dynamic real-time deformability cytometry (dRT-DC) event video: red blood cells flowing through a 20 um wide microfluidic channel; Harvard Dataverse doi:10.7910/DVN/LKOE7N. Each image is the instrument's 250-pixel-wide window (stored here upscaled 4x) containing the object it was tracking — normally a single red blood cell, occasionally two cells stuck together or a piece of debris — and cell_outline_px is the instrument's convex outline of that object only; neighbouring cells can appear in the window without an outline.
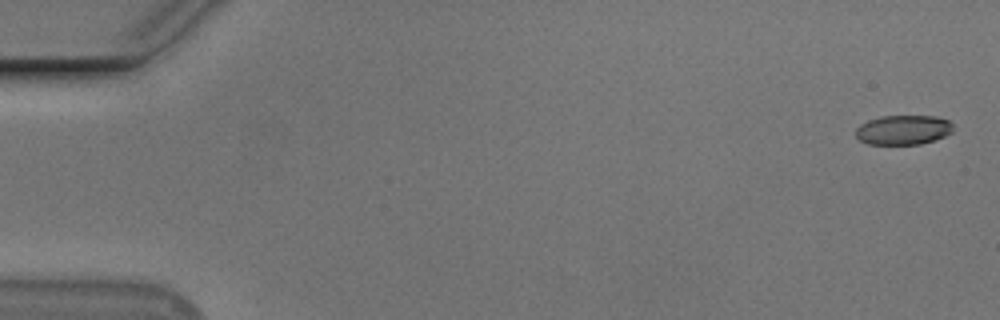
{"species": "Egyptian fruit bat (a non-hibernating species)", "species_latin": "Rousettus aegyptiacus", "temperature_condition": "cold", "stored_images_in_passage": 5, "camera_frame_rate_fps": 3000, "um_per_image_px": 0.085, "animal": {"sex": "male"}, "frame": {"image": 1, "passage_image": 1, "time_ms": 0.0, "image_size_px": [1000, 320], "cell_outline_px": [[952, 132], [936, 140], [920, 144], [868, 144], [860, 140], [856, 136], [856, 128], [860, 124], [868, 120], [884, 116], [936, 116], [948, 120], [952, 124]], "centroid_in_image_um": [76.78, 11.04], "position_along_channel_um": 8.2, "area_um2": 16.76}}
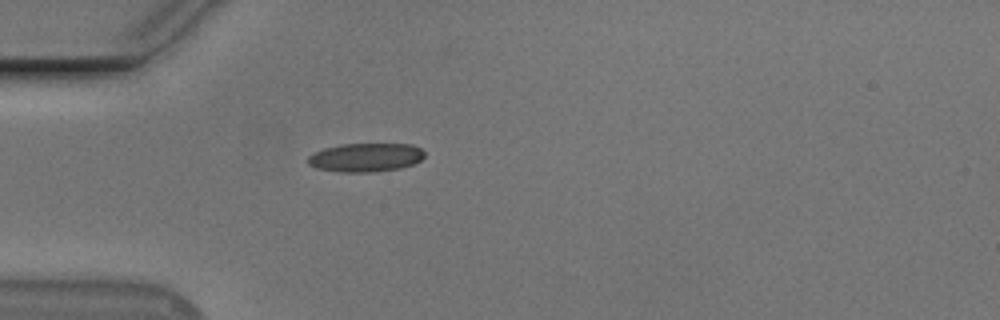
{"frame": {"image": 2, "passage_image": 5, "time_ms": 5.0, "image_size_px": [1000, 320], "cell_outline_px": [[424, 156], [420, 160], [412, 164], [400, 168], [372, 172], [340, 172], [316, 168], [308, 164], [308, 156], [312, 152], [324, 148], [340, 144], [412, 144], [420, 148], [424, 152]], "centroid_in_image_um": [31.04, 13.38], "position_along_channel_um": 54.0, "area_um2": 19.54}}